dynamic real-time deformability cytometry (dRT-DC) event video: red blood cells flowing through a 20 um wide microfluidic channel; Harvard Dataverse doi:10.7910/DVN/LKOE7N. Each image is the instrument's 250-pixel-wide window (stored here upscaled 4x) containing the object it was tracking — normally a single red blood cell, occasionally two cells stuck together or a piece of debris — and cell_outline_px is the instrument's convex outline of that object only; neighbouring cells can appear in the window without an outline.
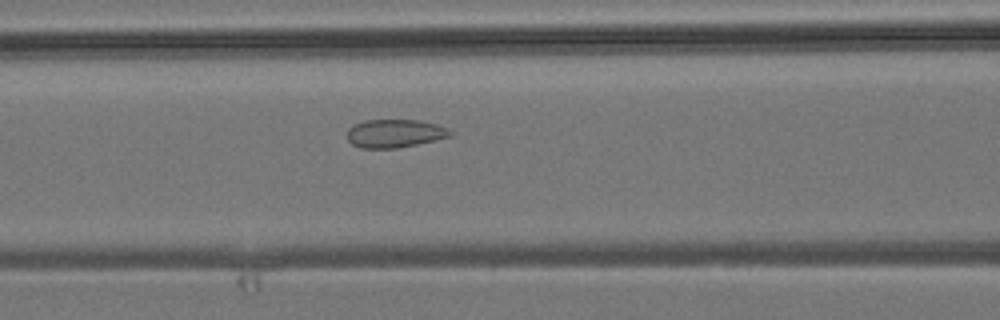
{"species": "common noctule bat (a hibernating species)", "species_latin": "Nyctalus noctula", "temperature_condition": "room temperature", "stored_images_in_passage": 6, "camera_frame_rate_fps": 3000, "um_per_image_px": 0.085, "animal": {"sex": "male", "body_mass_g": 19.2, "forearm_length_mm": 51.8}, "frame": {"image": 1, "passage_image": 6, "time_ms": 6.667, "image_size_px": [1000, 320], "cell_outline_px": [[452, 136], [436, 140], [396, 148], [360, 148], [352, 144], [348, 140], [348, 128], [364, 120], [420, 120], [436, 124], [448, 128], [452, 132]], "centroid_in_image_um": [33.57, 11.34], "position_along_channel_um": 133.0, "area_um2": 16.94}}